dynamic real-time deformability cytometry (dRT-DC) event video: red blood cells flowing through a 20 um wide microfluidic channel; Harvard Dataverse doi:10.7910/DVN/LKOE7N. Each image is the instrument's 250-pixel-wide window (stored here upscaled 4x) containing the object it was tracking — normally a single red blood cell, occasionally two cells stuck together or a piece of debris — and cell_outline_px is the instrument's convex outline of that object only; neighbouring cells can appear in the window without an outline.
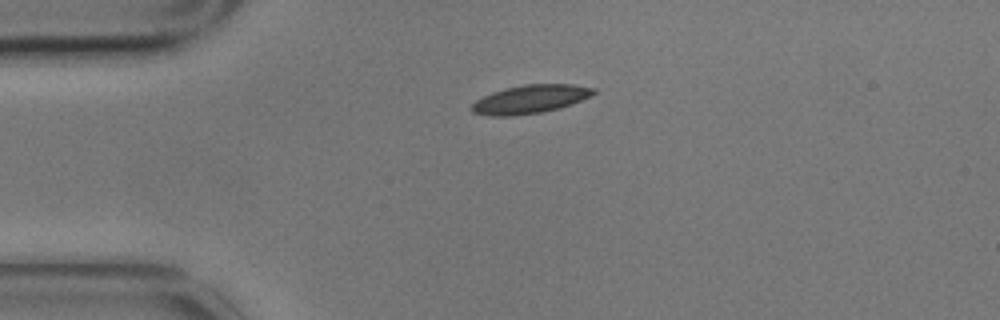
{"species": "common noctule bat (a hibernating species)", "species_latin": "Nyctalus noctula", "temperature_condition": "cold", "stored_images_in_passage": 3, "camera_frame_rate_fps": 3000, "um_per_image_px": 0.085, "animal": {"sex": "male", "body_mass_g": 17.9}, "frame": {"image": 1, "passage_image": 1, "time_ms": 0.0, "image_size_px": [1000, 320], "cell_outline_px": [[596, 92], [580, 100], [560, 108], [540, 112], [512, 116], [492, 116], [472, 112], [468, 108], [476, 100], [492, 92], [504, 88], [524, 84], [572, 84], [596, 88]], "centroid_in_image_um": [45.03, 8.43], "position_along_channel_um": 40.0, "area_um2": 20.11}}